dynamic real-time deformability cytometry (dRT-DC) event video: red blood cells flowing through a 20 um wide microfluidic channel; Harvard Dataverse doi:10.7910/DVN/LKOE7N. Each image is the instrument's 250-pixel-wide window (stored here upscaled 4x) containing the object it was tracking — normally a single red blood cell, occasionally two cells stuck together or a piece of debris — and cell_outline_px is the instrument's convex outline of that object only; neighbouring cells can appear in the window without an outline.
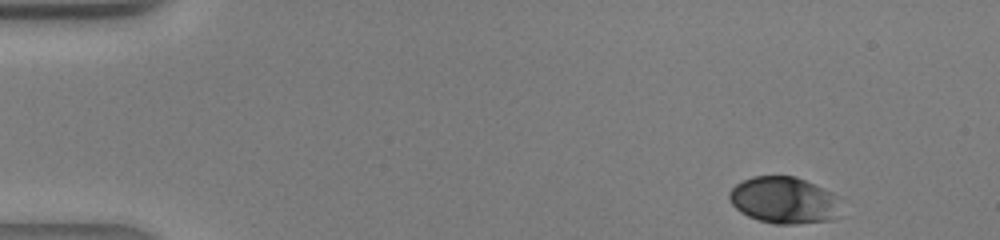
{"species": "human", "species_latin": "Homo sapiens", "temperature_condition": "warm", "stored_images_in_passage": 39, "camera_frame_rate_fps": 3000, "um_per_image_px": 0.085, "donor": {"sex": "male"}, "frame": {"image": 1, "passage_image": 1, "time_ms": 0.0, "image_size_px": [1000, 240], "cell_outline_px": [[840, 196], [832, 220], [796, 224], [772, 224], [748, 216], [740, 212], [732, 204], [728, 196], [728, 192], [736, 184], [752, 176], [796, 176], [832, 192]], "centroid_in_image_um": [66.6, 17.01], "position_along_channel_um": 18.4, "area_um2": 30.23}}
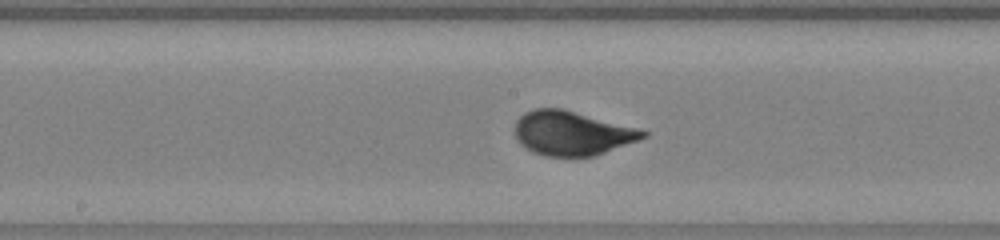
{"frame": {"image": 2, "passage_image": 19, "time_ms": 6.0, "image_size_px": [1000, 240], "cell_outline_px": [[648, 136], [604, 152], [592, 156], [544, 156], [532, 152], [520, 144], [516, 136], [516, 120], [524, 112], [536, 108], [564, 108], [640, 128], [648, 132]], "centroid_in_image_um": [48.62, 11.3], "position_along_channel_um": 199.6, "area_um2": 33.06}}
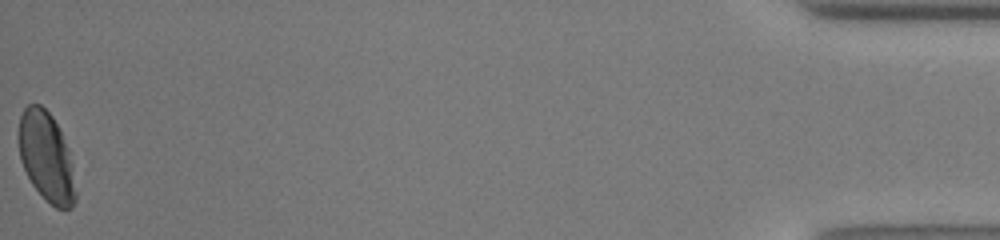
{"frame": {"image": 3, "passage_image": 39, "time_ms": 12.667, "image_size_px": [1000, 240], "cell_outline_px": [[76, 200], [72, 208], [56, 208], [32, 184], [20, 160], [20, 116], [24, 108], [28, 104], [40, 104], [52, 116], [68, 148], [72, 164], [76, 192]], "centroid_in_image_um": [3.96, 13.33], "position_along_channel_um": 431.2, "area_um2": 29.07}}